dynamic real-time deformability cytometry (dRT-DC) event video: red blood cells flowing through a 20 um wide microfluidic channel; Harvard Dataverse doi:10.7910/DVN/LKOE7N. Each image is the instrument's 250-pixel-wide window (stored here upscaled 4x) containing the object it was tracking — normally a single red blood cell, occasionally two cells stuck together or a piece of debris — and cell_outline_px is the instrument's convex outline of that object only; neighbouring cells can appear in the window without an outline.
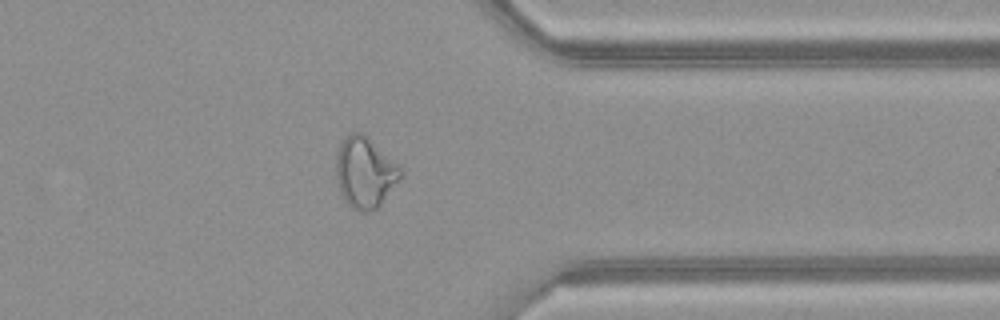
{"species": "common noctule bat (a hibernating species)", "species_latin": "Nyctalus noctula", "temperature_condition": "warm", "stored_images_in_passage": 35, "camera_frame_rate_fps": 3000, "um_per_image_px": 0.085, "animal": {"sex": "female", "body_mass_g": 21.9}, "frame": {"image": 1, "passage_image": 25, "time_ms": 8.0, "image_size_px": [1000, 320], "cell_outline_px": [[404, 172], [380, 204], [376, 208], [368, 212], [360, 212], [352, 208], [344, 200], [340, 192], [336, 176], [336, 152], [340, 144], [352, 132], [360, 132], [400, 164], [404, 168]], "centroid_in_image_um": [31.02, 14.67], "position_along_channel_um": 380.4, "area_um2": 26.41}, "authors_computed_cell_mechanics": {"area_um2": 23.8136, "velocity_mm_per_s": 4.1698, "shape_relaxation_time_tau1_ms": null, "shape_relaxation_time_tau2_ms": 1.5065, "deformation_change_tau1": null, "deformation_change_tau2": 0.0862}}